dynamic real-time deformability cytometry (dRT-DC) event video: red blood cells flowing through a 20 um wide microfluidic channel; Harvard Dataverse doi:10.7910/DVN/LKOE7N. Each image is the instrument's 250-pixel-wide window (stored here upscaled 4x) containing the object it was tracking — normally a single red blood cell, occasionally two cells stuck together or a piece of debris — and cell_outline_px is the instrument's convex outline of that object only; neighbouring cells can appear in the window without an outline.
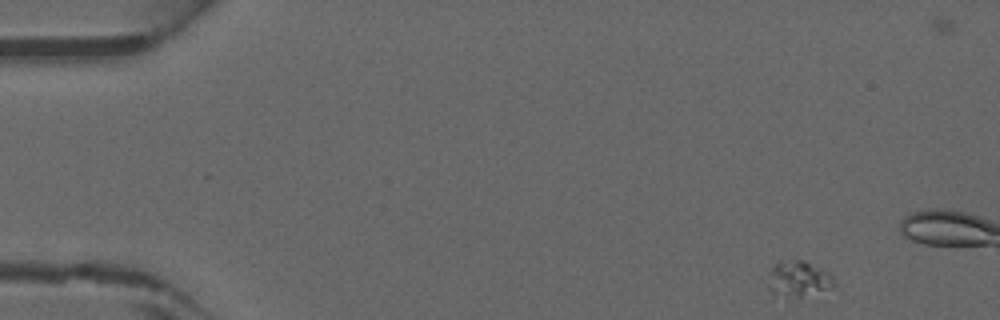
{"species": "common noctule bat (a hibernating species)", "species_latin": "Nyctalus noctula", "temperature_condition": "warm", "stored_images_in_passage": 14, "camera_frame_rate_fps": 3000, "um_per_image_px": 0.085, "animal": {"sex": "male", "forearm_length_mm": 52.5}, "frame": {"image": 1, "passage_image": 3, "time_ms": 0.667, "image_size_px": [1000, 320], "cell_outline_px": [[836, 284], [800, 296], [772, 296], [772, 268], [776, 264], [796, 260], [804, 260], [828, 272], [832, 276]], "centroid_in_image_um": [67.91, 23.69], "position_along_channel_um": 17.1, "area_um2": 12.6}}